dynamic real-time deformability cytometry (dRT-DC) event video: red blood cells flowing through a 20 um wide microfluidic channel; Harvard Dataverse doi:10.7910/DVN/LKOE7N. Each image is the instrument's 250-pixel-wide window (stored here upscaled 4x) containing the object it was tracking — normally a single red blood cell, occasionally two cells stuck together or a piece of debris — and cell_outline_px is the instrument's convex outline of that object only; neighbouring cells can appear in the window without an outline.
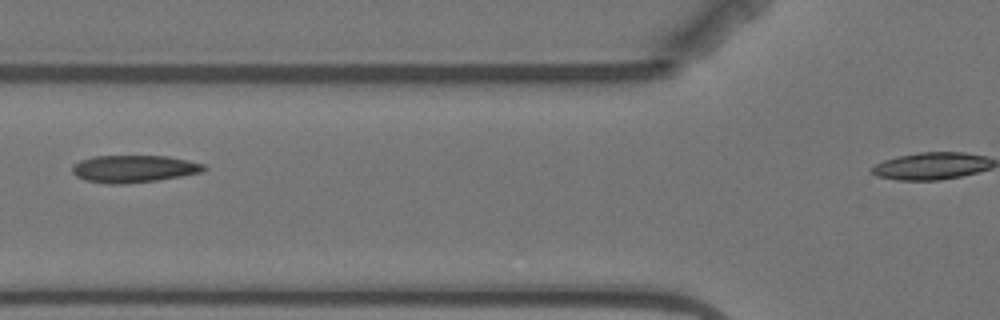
{"species": "Egyptian fruit bat (a non-hibernating species)", "species_latin": "Rousettus aegyptiacus", "temperature_condition": "warm", "stored_images_in_passage": 2, "camera_frame_rate_fps": 3000, "um_per_image_px": 0.085, "animal": {"sex": "female"}, "frame": {"image": 1, "passage_image": 2, "time_ms": 1.333, "image_size_px": [1000, 320], "cell_outline_px": [[208, 168], [200, 172], [180, 176], [156, 180], [120, 184], [112, 184], [84, 180], [76, 176], [72, 172], [72, 168], [80, 160], [92, 156], [168, 156], [188, 160], [204, 164]], "centroid_in_image_um": [11.37, 14.34], "position_along_channel_um": 114.4, "area_um2": 20.75}}